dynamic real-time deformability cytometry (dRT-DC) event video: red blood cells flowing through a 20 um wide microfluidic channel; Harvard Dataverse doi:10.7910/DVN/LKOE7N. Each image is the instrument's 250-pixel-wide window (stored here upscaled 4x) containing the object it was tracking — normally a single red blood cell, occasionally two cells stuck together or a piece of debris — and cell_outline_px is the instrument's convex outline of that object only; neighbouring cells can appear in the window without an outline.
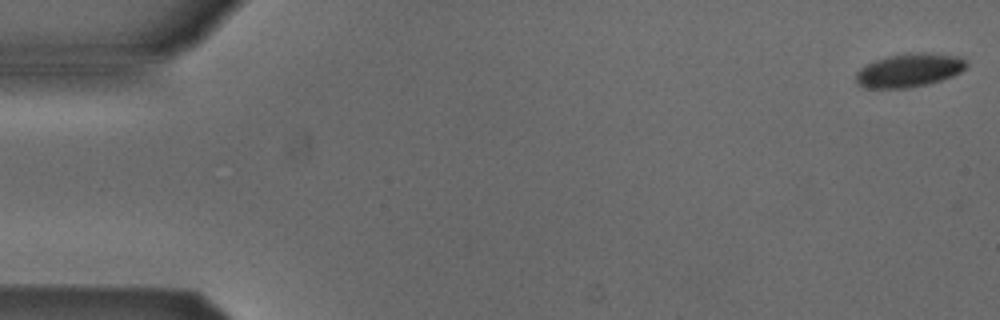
{"species": "Egyptian fruit bat (a non-hibernating species)", "species_latin": "Rousettus aegyptiacus", "temperature_condition": "cold", "stored_images_in_passage": 13, "camera_frame_rate_fps": 3000, "um_per_image_px": 0.085, "animal": {"sex": "male"}, "frame": {"image": 1, "passage_image": 1, "time_ms": 0.0, "image_size_px": [1000, 320], "cell_outline_px": [[968, 64], [960, 72], [952, 76], [928, 84], [908, 88], [864, 88], [856, 84], [856, 72], [864, 64], [888, 56], [908, 52], [924, 52], [956, 56], [964, 60]], "centroid_in_image_um": [77.22, 5.97], "position_along_channel_um": 7.8, "area_um2": 21.68}}
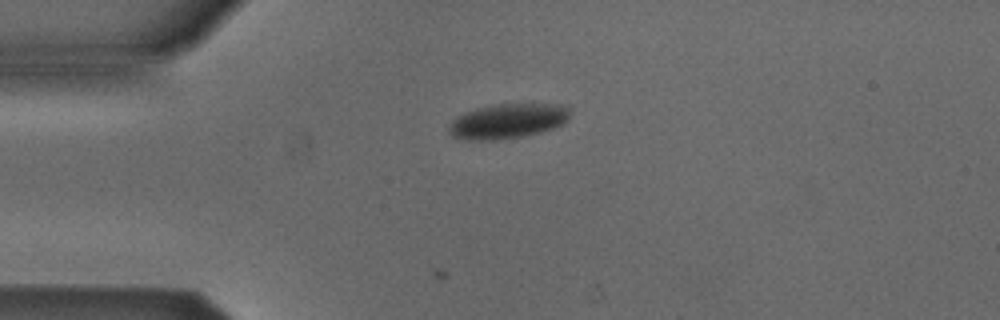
{"frame": {"image": 2, "passage_image": 13, "time_ms": 4.0, "image_size_px": [1000, 320], "cell_outline_px": [[568, 120], [552, 128], [520, 136], [496, 140], [468, 140], [452, 136], [448, 132], [448, 124], [452, 120], [464, 112], [476, 108], [500, 104], [568, 104]], "centroid_in_image_um": [43.1, 10.28], "position_along_channel_um": 41.9, "area_um2": 24.33}}